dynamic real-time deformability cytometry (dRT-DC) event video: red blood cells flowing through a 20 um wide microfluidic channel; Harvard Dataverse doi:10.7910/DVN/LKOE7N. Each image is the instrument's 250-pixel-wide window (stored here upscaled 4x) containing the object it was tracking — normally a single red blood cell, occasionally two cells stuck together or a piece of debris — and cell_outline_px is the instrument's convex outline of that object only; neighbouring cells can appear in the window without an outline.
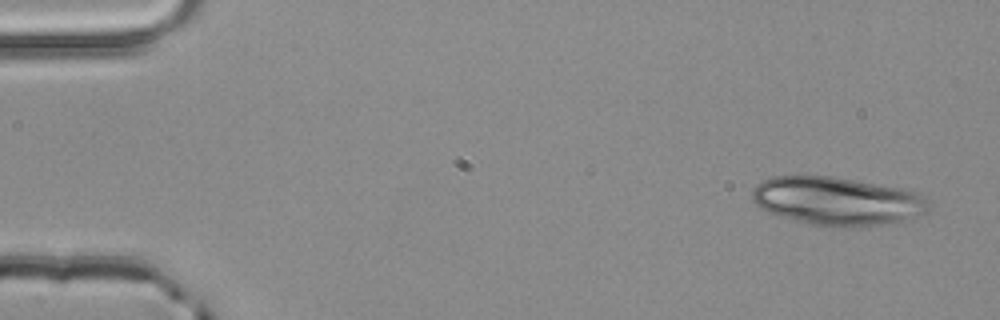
{"species": "common noctule bat (a hibernating species)", "species_latin": "Nyctalus noctula", "temperature_condition": "room temperature", "stored_images_in_passage": 3, "camera_frame_rate_fps": 3000, "um_per_image_px": 0.085, "animal": {"sex": "male", "body_mass_g": 20.4}, "frame": {"image": 1, "passage_image": 1, "time_ms": 0.0, "image_size_px": [1000, 320], "cell_outline_px": [[932, 208], [928, 212], [904, 220], [880, 224], [840, 228], [812, 224], [768, 212], [760, 208], [752, 200], [752, 188], [756, 184], [772, 176], [832, 176], [904, 188], [920, 192], [928, 196]], "centroid_in_image_um": [71.23, 17.07], "position_along_channel_um": 13.8, "area_um2": 50.11}}